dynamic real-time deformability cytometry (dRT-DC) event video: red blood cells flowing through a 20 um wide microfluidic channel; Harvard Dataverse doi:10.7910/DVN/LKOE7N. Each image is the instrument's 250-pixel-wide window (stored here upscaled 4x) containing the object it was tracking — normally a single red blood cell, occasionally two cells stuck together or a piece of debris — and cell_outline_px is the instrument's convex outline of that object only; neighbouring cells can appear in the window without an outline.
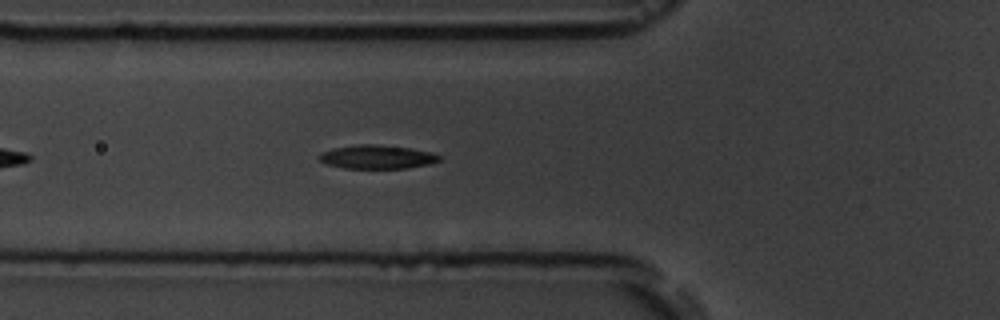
{"species": "common noctule bat (a hibernating species)", "species_latin": "Nyctalus noctula", "temperature_condition": "room temperature", "stored_images_in_passage": 6, "camera_frame_rate_fps": 3000, "um_per_image_px": 0.085, "animal": {"sex": "male", "body_mass_g": 19.5, "forearm_length_mm": 54.6}, "frame": {"image": 1, "passage_image": 6, "time_ms": 6.333, "image_size_px": [1000, 320], "cell_outline_px": [[440, 160], [428, 164], [408, 168], [344, 168], [328, 164], [320, 160], [316, 156], [320, 152], [332, 148], [356, 144], [376, 144], [408, 148], [432, 152], [440, 156]], "centroid_in_image_um": [32.0, 13.33], "position_along_channel_um": 93.8, "area_um2": 16.59}}